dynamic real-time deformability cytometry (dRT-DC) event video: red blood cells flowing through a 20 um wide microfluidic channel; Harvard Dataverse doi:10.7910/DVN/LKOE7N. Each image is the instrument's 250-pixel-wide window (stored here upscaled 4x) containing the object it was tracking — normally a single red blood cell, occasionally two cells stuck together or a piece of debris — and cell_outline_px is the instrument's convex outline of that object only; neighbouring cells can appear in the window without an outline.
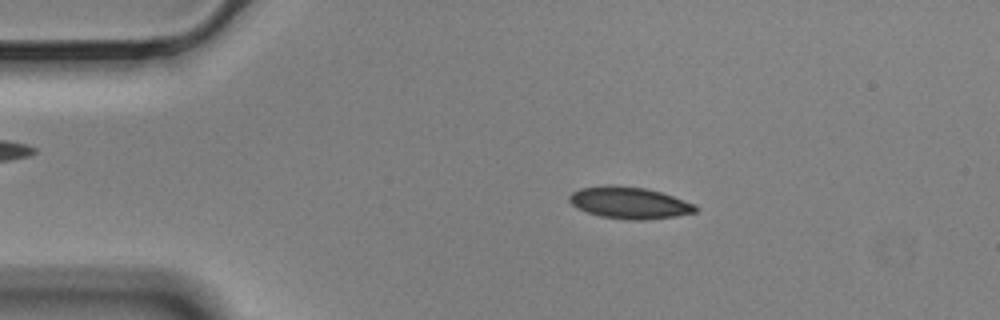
{"species": "Egyptian fruit bat (a non-hibernating species)", "species_latin": "Rousettus aegyptiacus", "temperature_condition": "cold", "stored_images_in_passage": 51, "camera_frame_rate_fps": 3000, "um_per_image_px": 0.085, "animal": {"sex": "male"}, "frame": {"image": 1, "passage_image": 5, "time_ms": 1.333, "image_size_px": [1000, 320], "cell_outline_px": [[700, 208], [696, 212], [676, 216], [644, 220], [628, 220], [600, 216], [576, 208], [568, 200], [568, 196], [572, 192], [580, 188], [608, 184], [644, 188], [660, 192], [696, 204]], "centroid_in_image_um": [53.49, 17.24], "position_along_channel_um": 31.5, "area_um2": 23.47}}
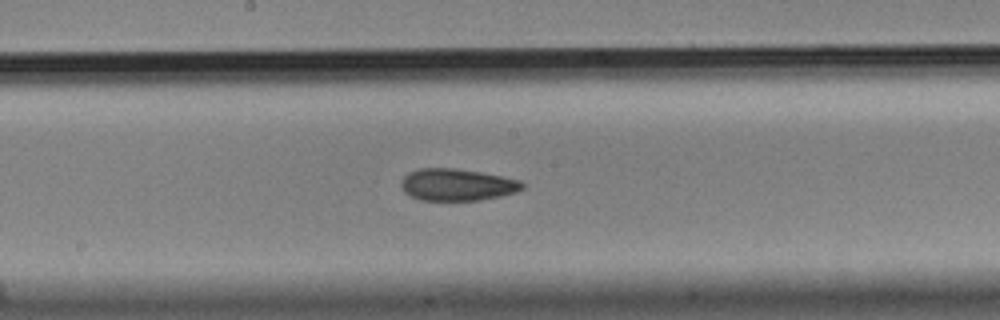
{"frame": {"image": 2, "passage_image": 24, "time_ms": 7.667, "image_size_px": [1000, 320], "cell_outline_px": [[528, 184], [524, 188], [516, 192], [500, 196], [480, 200], [420, 200], [408, 196], [404, 192], [400, 184], [404, 176], [408, 172], [420, 168], [456, 168], [480, 172], [520, 180]], "centroid_in_image_um": [38.85, 15.7], "position_along_channel_um": 209.4, "area_um2": 22.77}}
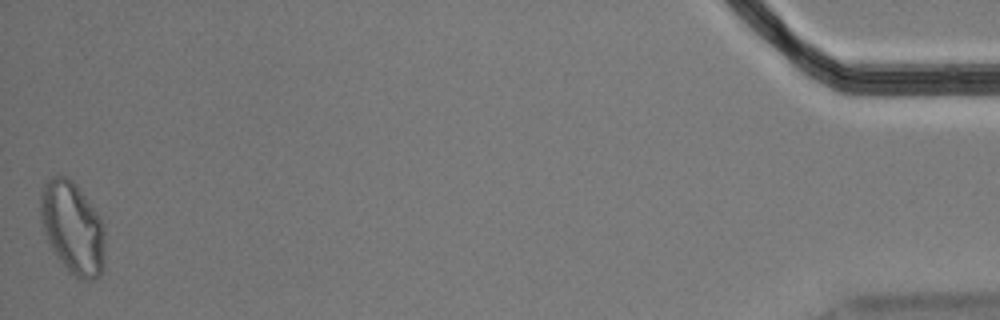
{"frame": {"image": 3, "passage_image": 51, "time_ms": 16.667, "image_size_px": [1000, 320], "cell_outline_px": [[104, 268], [100, 276], [96, 280], [80, 280], [72, 276], [68, 272], [56, 256], [44, 232], [40, 220], [40, 196], [44, 184], [52, 176], [68, 176], [76, 184], [100, 216], [104, 224]], "centroid_in_image_um": [6.18, 19.4], "position_along_channel_um": 429.0, "area_um2": 35.14}, "authors_computed_cell_mechanics": {"area_um2": 23.3512, "velocity_mm_per_s": 3.492, "shape_relaxation_time_tau1_ms": null, "shape_relaxation_time_tau2_ms": 4.1374, "deformation_change_tau1": null, "deformation_change_tau2": 0.0869}}